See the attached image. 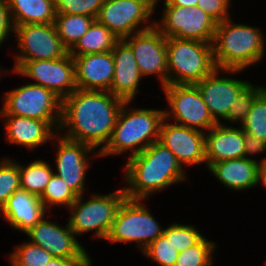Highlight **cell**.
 Here are the masks:
<instances>
[{"label":"cell","instance_id":"obj_1","mask_svg":"<svg viewBox=\"0 0 266 266\" xmlns=\"http://www.w3.org/2000/svg\"><path fill=\"white\" fill-rule=\"evenodd\" d=\"M124 102L109 91L76 89L62 99L58 133L100 152L111 137Z\"/></svg>","mask_w":266,"mask_h":266},{"label":"cell","instance_id":"obj_2","mask_svg":"<svg viewBox=\"0 0 266 266\" xmlns=\"http://www.w3.org/2000/svg\"><path fill=\"white\" fill-rule=\"evenodd\" d=\"M126 161L122 181L128 199L147 200L155 193L189 180L175 155L159 141Z\"/></svg>","mask_w":266,"mask_h":266},{"label":"cell","instance_id":"obj_3","mask_svg":"<svg viewBox=\"0 0 266 266\" xmlns=\"http://www.w3.org/2000/svg\"><path fill=\"white\" fill-rule=\"evenodd\" d=\"M228 18L217 23L213 46L216 68L248 70L266 58V39L259 27L233 22Z\"/></svg>","mask_w":266,"mask_h":266},{"label":"cell","instance_id":"obj_4","mask_svg":"<svg viewBox=\"0 0 266 266\" xmlns=\"http://www.w3.org/2000/svg\"><path fill=\"white\" fill-rule=\"evenodd\" d=\"M125 101L118 113L115 127L105 147L99 152L100 158L128 155L127 158L141 153L150 144L159 140L164 110L140 108Z\"/></svg>","mask_w":266,"mask_h":266},{"label":"cell","instance_id":"obj_5","mask_svg":"<svg viewBox=\"0 0 266 266\" xmlns=\"http://www.w3.org/2000/svg\"><path fill=\"white\" fill-rule=\"evenodd\" d=\"M85 194L77 199L68 208L70 216L68 225L76 236L92 233V237L106 240L119 206L126 198L123 187L117 188L108 194H90L89 199H84Z\"/></svg>","mask_w":266,"mask_h":266},{"label":"cell","instance_id":"obj_6","mask_svg":"<svg viewBox=\"0 0 266 266\" xmlns=\"http://www.w3.org/2000/svg\"><path fill=\"white\" fill-rule=\"evenodd\" d=\"M166 51L168 85L195 84L216 69L212 43L168 37Z\"/></svg>","mask_w":266,"mask_h":266},{"label":"cell","instance_id":"obj_7","mask_svg":"<svg viewBox=\"0 0 266 266\" xmlns=\"http://www.w3.org/2000/svg\"><path fill=\"white\" fill-rule=\"evenodd\" d=\"M144 199H128L119 206L106 241L135 244L141 253L163 235L161 226L148 209ZM145 203V204H144ZM163 227V228H162Z\"/></svg>","mask_w":266,"mask_h":266},{"label":"cell","instance_id":"obj_8","mask_svg":"<svg viewBox=\"0 0 266 266\" xmlns=\"http://www.w3.org/2000/svg\"><path fill=\"white\" fill-rule=\"evenodd\" d=\"M0 115H17L47 121L57 132L61 121L62 99L38 84H24L3 94Z\"/></svg>","mask_w":266,"mask_h":266},{"label":"cell","instance_id":"obj_9","mask_svg":"<svg viewBox=\"0 0 266 266\" xmlns=\"http://www.w3.org/2000/svg\"><path fill=\"white\" fill-rule=\"evenodd\" d=\"M167 109L164 118L173 123L206 133L217 123L194 84H172L161 88Z\"/></svg>","mask_w":266,"mask_h":266},{"label":"cell","instance_id":"obj_10","mask_svg":"<svg viewBox=\"0 0 266 266\" xmlns=\"http://www.w3.org/2000/svg\"><path fill=\"white\" fill-rule=\"evenodd\" d=\"M155 0H104L96 20L120 40L155 25Z\"/></svg>","mask_w":266,"mask_h":266},{"label":"cell","instance_id":"obj_11","mask_svg":"<svg viewBox=\"0 0 266 266\" xmlns=\"http://www.w3.org/2000/svg\"><path fill=\"white\" fill-rule=\"evenodd\" d=\"M162 12L160 19L153 20L166 38L213 42L217 22L200 7L163 5Z\"/></svg>","mask_w":266,"mask_h":266},{"label":"cell","instance_id":"obj_12","mask_svg":"<svg viewBox=\"0 0 266 266\" xmlns=\"http://www.w3.org/2000/svg\"><path fill=\"white\" fill-rule=\"evenodd\" d=\"M11 38H15L12 41L16 46L13 45L14 49L12 48L16 52L13 62L53 60L69 53L59 38L54 23L16 25Z\"/></svg>","mask_w":266,"mask_h":266},{"label":"cell","instance_id":"obj_13","mask_svg":"<svg viewBox=\"0 0 266 266\" xmlns=\"http://www.w3.org/2000/svg\"><path fill=\"white\" fill-rule=\"evenodd\" d=\"M10 72L52 90L61 99L77 89L75 61L69 53L53 60L14 62Z\"/></svg>","mask_w":266,"mask_h":266},{"label":"cell","instance_id":"obj_14","mask_svg":"<svg viewBox=\"0 0 266 266\" xmlns=\"http://www.w3.org/2000/svg\"><path fill=\"white\" fill-rule=\"evenodd\" d=\"M55 145L54 173L60 176L77 195L85 194L89 159L99 158V152L89 145L63 137L57 133L52 139ZM56 142V143H54Z\"/></svg>","mask_w":266,"mask_h":266},{"label":"cell","instance_id":"obj_15","mask_svg":"<svg viewBox=\"0 0 266 266\" xmlns=\"http://www.w3.org/2000/svg\"><path fill=\"white\" fill-rule=\"evenodd\" d=\"M242 71L216 68L210 75L194 84L200 91L203 101L217 124L224 122L232 103L237 100L239 93L250 83V80L232 78V76L241 75Z\"/></svg>","mask_w":266,"mask_h":266},{"label":"cell","instance_id":"obj_16","mask_svg":"<svg viewBox=\"0 0 266 266\" xmlns=\"http://www.w3.org/2000/svg\"><path fill=\"white\" fill-rule=\"evenodd\" d=\"M132 49L142 77L154 76L160 87L168 85L166 37L154 25L123 39Z\"/></svg>","mask_w":266,"mask_h":266},{"label":"cell","instance_id":"obj_17","mask_svg":"<svg viewBox=\"0 0 266 266\" xmlns=\"http://www.w3.org/2000/svg\"><path fill=\"white\" fill-rule=\"evenodd\" d=\"M46 216L24 233L29 237L27 240L30 243L41 246L54 257L91 258L68 222L64 226L59 222L48 220Z\"/></svg>","mask_w":266,"mask_h":266},{"label":"cell","instance_id":"obj_18","mask_svg":"<svg viewBox=\"0 0 266 266\" xmlns=\"http://www.w3.org/2000/svg\"><path fill=\"white\" fill-rule=\"evenodd\" d=\"M158 141L175 155L184 169L186 166L193 167L202 163L206 166L204 132L172 123L164 118Z\"/></svg>","mask_w":266,"mask_h":266},{"label":"cell","instance_id":"obj_19","mask_svg":"<svg viewBox=\"0 0 266 266\" xmlns=\"http://www.w3.org/2000/svg\"><path fill=\"white\" fill-rule=\"evenodd\" d=\"M3 119L4 139L7 143L21 146L29 152L52 142L58 133L47 121L17 115H0Z\"/></svg>","mask_w":266,"mask_h":266},{"label":"cell","instance_id":"obj_20","mask_svg":"<svg viewBox=\"0 0 266 266\" xmlns=\"http://www.w3.org/2000/svg\"><path fill=\"white\" fill-rule=\"evenodd\" d=\"M72 57L77 89L110 92L114 75L112 51Z\"/></svg>","mask_w":266,"mask_h":266},{"label":"cell","instance_id":"obj_21","mask_svg":"<svg viewBox=\"0 0 266 266\" xmlns=\"http://www.w3.org/2000/svg\"><path fill=\"white\" fill-rule=\"evenodd\" d=\"M112 56L114 75L110 93L124 101H134L143 79L134 53L124 40H119L112 50Z\"/></svg>","mask_w":266,"mask_h":266},{"label":"cell","instance_id":"obj_22","mask_svg":"<svg viewBox=\"0 0 266 266\" xmlns=\"http://www.w3.org/2000/svg\"><path fill=\"white\" fill-rule=\"evenodd\" d=\"M244 130L216 124L205 133L206 169L213 163L244 157Z\"/></svg>","mask_w":266,"mask_h":266},{"label":"cell","instance_id":"obj_23","mask_svg":"<svg viewBox=\"0 0 266 266\" xmlns=\"http://www.w3.org/2000/svg\"><path fill=\"white\" fill-rule=\"evenodd\" d=\"M0 215L11 228L23 234L34 227L45 215L51 217L39 196L22 189L12 193L0 210Z\"/></svg>","mask_w":266,"mask_h":266},{"label":"cell","instance_id":"obj_24","mask_svg":"<svg viewBox=\"0 0 266 266\" xmlns=\"http://www.w3.org/2000/svg\"><path fill=\"white\" fill-rule=\"evenodd\" d=\"M208 171L228 190L249 191L256 188L258 163L245 157L213 163Z\"/></svg>","mask_w":266,"mask_h":266},{"label":"cell","instance_id":"obj_25","mask_svg":"<svg viewBox=\"0 0 266 266\" xmlns=\"http://www.w3.org/2000/svg\"><path fill=\"white\" fill-rule=\"evenodd\" d=\"M13 26L51 24L56 17L55 0H7Z\"/></svg>","mask_w":266,"mask_h":266},{"label":"cell","instance_id":"obj_26","mask_svg":"<svg viewBox=\"0 0 266 266\" xmlns=\"http://www.w3.org/2000/svg\"><path fill=\"white\" fill-rule=\"evenodd\" d=\"M120 39L105 25L95 20L87 32L69 51L71 56H81L93 53L111 52Z\"/></svg>","mask_w":266,"mask_h":266},{"label":"cell","instance_id":"obj_27","mask_svg":"<svg viewBox=\"0 0 266 266\" xmlns=\"http://www.w3.org/2000/svg\"><path fill=\"white\" fill-rule=\"evenodd\" d=\"M44 160L39 157L27 165L19 162L20 189L39 197L42 195L54 173L53 165Z\"/></svg>","mask_w":266,"mask_h":266},{"label":"cell","instance_id":"obj_28","mask_svg":"<svg viewBox=\"0 0 266 266\" xmlns=\"http://www.w3.org/2000/svg\"><path fill=\"white\" fill-rule=\"evenodd\" d=\"M96 18L78 14H56L54 25L64 47L70 51Z\"/></svg>","mask_w":266,"mask_h":266},{"label":"cell","instance_id":"obj_29","mask_svg":"<svg viewBox=\"0 0 266 266\" xmlns=\"http://www.w3.org/2000/svg\"><path fill=\"white\" fill-rule=\"evenodd\" d=\"M216 247L215 241L204 236L197 244L178 254L175 266H213Z\"/></svg>","mask_w":266,"mask_h":266},{"label":"cell","instance_id":"obj_30","mask_svg":"<svg viewBox=\"0 0 266 266\" xmlns=\"http://www.w3.org/2000/svg\"><path fill=\"white\" fill-rule=\"evenodd\" d=\"M48 212L54 207H66L68 209L77 199V195L68 187L64 180L53 173L50 181L46 185L45 190L39 197ZM50 210V211H49Z\"/></svg>","mask_w":266,"mask_h":266},{"label":"cell","instance_id":"obj_31","mask_svg":"<svg viewBox=\"0 0 266 266\" xmlns=\"http://www.w3.org/2000/svg\"><path fill=\"white\" fill-rule=\"evenodd\" d=\"M7 256L10 266H46L54 257L41 246L27 240L16 245Z\"/></svg>","mask_w":266,"mask_h":266},{"label":"cell","instance_id":"obj_32","mask_svg":"<svg viewBox=\"0 0 266 266\" xmlns=\"http://www.w3.org/2000/svg\"><path fill=\"white\" fill-rule=\"evenodd\" d=\"M266 89L265 86L253 85L250 82L238 95L237 100L232 103L227 117L224 119V123H220L226 126L228 123L239 125L244 122L247 114L249 113L255 99Z\"/></svg>","mask_w":266,"mask_h":266},{"label":"cell","instance_id":"obj_33","mask_svg":"<svg viewBox=\"0 0 266 266\" xmlns=\"http://www.w3.org/2000/svg\"><path fill=\"white\" fill-rule=\"evenodd\" d=\"M195 226L172 222L165 227L163 235L180 253L197 244L204 237V234H201V231Z\"/></svg>","mask_w":266,"mask_h":266},{"label":"cell","instance_id":"obj_34","mask_svg":"<svg viewBox=\"0 0 266 266\" xmlns=\"http://www.w3.org/2000/svg\"><path fill=\"white\" fill-rule=\"evenodd\" d=\"M240 127L244 132L266 141V89L255 99Z\"/></svg>","mask_w":266,"mask_h":266},{"label":"cell","instance_id":"obj_35","mask_svg":"<svg viewBox=\"0 0 266 266\" xmlns=\"http://www.w3.org/2000/svg\"><path fill=\"white\" fill-rule=\"evenodd\" d=\"M0 210L14 191L20 189L19 162L10 157L0 158Z\"/></svg>","mask_w":266,"mask_h":266},{"label":"cell","instance_id":"obj_36","mask_svg":"<svg viewBox=\"0 0 266 266\" xmlns=\"http://www.w3.org/2000/svg\"><path fill=\"white\" fill-rule=\"evenodd\" d=\"M142 254L157 266H175L179 252L174 248L170 240L161 235Z\"/></svg>","mask_w":266,"mask_h":266},{"label":"cell","instance_id":"obj_37","mask_svg":"<svg viewBox=\"0 0 266 266\" xmlns=\"http://www.w3.org/2000/svg\"><path fill=\"white\" fill-rule=\"evenodd\" d=\"M104 0H55L56 14H78L97 18Z\"/></svg>","mask_w":266,"mask_h":266},{"label":"cell","instance_id":"obj_38","mask_svg":"<svg viewBox=\"0 0 266 266\" xmlns=\"http://www.w3.org/2000/svg\"><path fill=\"white\" fill-rule=\"evenodd\" d=\"M232 4L231 0H198L197 6L220 23L230 18Z\"/></svg>","mask_w":266,"mask_h":266},{"label":"cell","instance_id":"obj_39","mask_svg":"<svg viewBox=\"0 0 266 266\" xmlns=\"http://www.w3.org/2000/svg\"><path fill=\"white\" fill-rule=\"evenodd\" d=\"M14 34V26L11 20L7 0H0V48L9 36Z\"/></svg>","mask_w":266,"mask_h":266},{"label":"cell","instance_id":"obj_40","mask_svg":"<svg viewBox=\"0 0 266 266\" xmlns=\"http://www.w3.org/2000/svg\"><path fill=\"white\" fill-rule=\"evenodd\" d=\"M244 148L245 158L260 163V160L255 159V157L259 156L260 153L265 152L266 154V141L244 132Z\"/></svg>","mask_w":266,"mask_h":266},{"label":"cell","instance_id":"obj_41","mask_svg":"<svg viewBox=\"0 0 266 266\" xmlns=\"http://www.w3.org/2000/svg\"><path fill=\"white\" fill-rule=\"evenodd\" d=\"M91 258H60L53 257L46 266H92Z\"/></svg>","mask_w":266,"mask_h":266},{"label":"cell","instance_id":"obj_42","mask_svg":"<svg viewBox=\"0 0 266 266\" xmlns=\"http://www.w3.org/2000/svg\"><path fill=\"white\" fill-rule=\"evenodd\" d=\"M162 1L161 4L163 5H175V6H180V7H194L197 6L198 0H155V9L158 7V3Z\"/></svg>","mask_w":266,"mask_h":266},{"label":"cell","instance_id":"obj_43","mask_svg":"<svg viewBox=\"0 0 266 266\" xmlns=\"http://www.w3.org/2000/svg\"><path fill=\"white\" fill-rule=\"evenodd\" d=\"M260 163H258V176H257V185L263 186L266 189V155L262 158L260 156Z\"/></svg>","mask_w":266,"mask_h":266},{"label":"cell","instance_id":"obj_44","mask_svg":"<svg viewBox=\"0 0 266 266\" xmlns=\"http://www.w3.org/2000/svg\"><path fill=\"white\" fill-rule=\"evenodd\" d=\"M4 71V72H3ZM3 74V77L1 76ZM7 74H10V69L7 67L6 69L0 65V79L4 78ZM1 82V81H0Z\"/></svg>","mask_w":266,"mask_h":266}]
</instances>
